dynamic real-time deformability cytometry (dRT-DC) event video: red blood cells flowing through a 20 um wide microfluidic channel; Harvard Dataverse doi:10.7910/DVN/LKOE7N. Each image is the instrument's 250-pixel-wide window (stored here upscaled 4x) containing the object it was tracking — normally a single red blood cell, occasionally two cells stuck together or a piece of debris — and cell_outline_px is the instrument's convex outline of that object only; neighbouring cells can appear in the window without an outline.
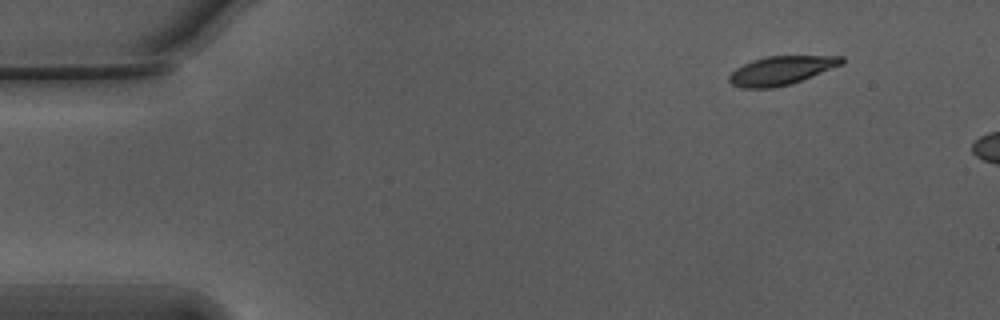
{"species": "Egyptian fruit bat (a non-hibernating species)", "species_latin": "Rousettus aegyptiacus", "temperature_condition": "warm", "stored_images_in_passage": 8, "camera_frame_rate_fps": 3000, "um_per_image_px": 0.085, "animal": {"sex": "male"}, "frame": {"image": 1, "passage_image": 1, "time_ms": 0.0, "image_size_px": [1000, 320], "cell_outline_px": [[844, 64], [792, 84], [772, 88], [740, 88], [732, 84], [728, 80], [728, 76], [736, 68], [752, 60], [768, 56], [844, 56]], "centroid_in_image_um": [66.41, 5.99], "position_along_channel_um": 18.6, "area_um2": 18.9}}